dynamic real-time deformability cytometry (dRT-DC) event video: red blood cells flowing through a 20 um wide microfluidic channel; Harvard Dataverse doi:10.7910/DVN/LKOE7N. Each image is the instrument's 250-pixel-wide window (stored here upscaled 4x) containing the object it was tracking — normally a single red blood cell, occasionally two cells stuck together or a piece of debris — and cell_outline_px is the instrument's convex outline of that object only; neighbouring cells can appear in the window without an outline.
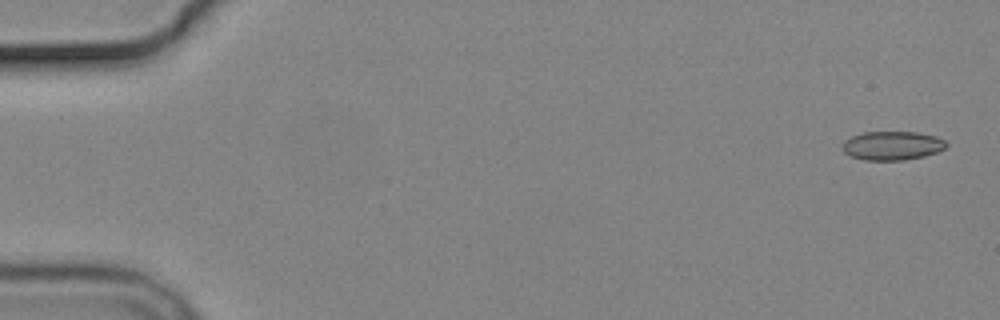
{"species": "common noctule bat (a hibernating species)", "species_latin": "Nyctalus noctula", "temperature_condition": "cold", "stored_images_in_passage": 6, "camera_frame_rate_fps": 3000, "um_per_image_px": 0.085, "animal": {"sex": "male", "body_mass_g": 19.2, "forearm_length_mm": 51.8}, "frame": {"image": 1, "passage_image": 1, "time_ms": 0.0, "image_size_px": [1000, 320], "cell_outline_px": [[948, 144], [944, 148], [936, 152], [924, 156], [904, 160], [864, 160], [852, 156], [844, 152], [840, 148], [840, 144], [844, 140], [852, 136], [864, 132], [916, 132], [936, 136], [944, 140]], "centroid_in_image_um": [75.8, 12.37], "position_along_channel_um": 9.2, "area_um2": 17.51}}
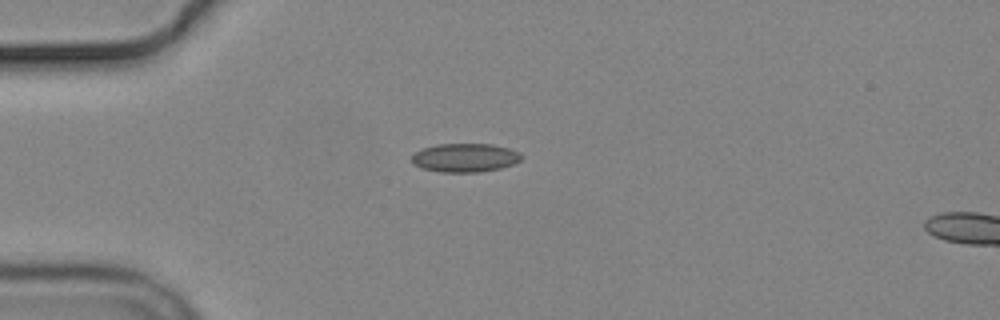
{"frame": {"image": 2, "passage_image": 5, "time_ms": 4.333, "image_size_px": [1000, 320], "cell_outline_px": [[524, 156], [520, 160], [512, 164], [500, 168], [480, 172], [440, 172], [424, 168], [416, 164], [412, 160], [412, 156], [416, 152], [424, 148], [436, 144], [492, 144], [508, 148], [520, 152]], "centroid_in_image_um": [39.57, 13.4], "position_along_channel_um": 45.4, "area_um2": 18.15}}